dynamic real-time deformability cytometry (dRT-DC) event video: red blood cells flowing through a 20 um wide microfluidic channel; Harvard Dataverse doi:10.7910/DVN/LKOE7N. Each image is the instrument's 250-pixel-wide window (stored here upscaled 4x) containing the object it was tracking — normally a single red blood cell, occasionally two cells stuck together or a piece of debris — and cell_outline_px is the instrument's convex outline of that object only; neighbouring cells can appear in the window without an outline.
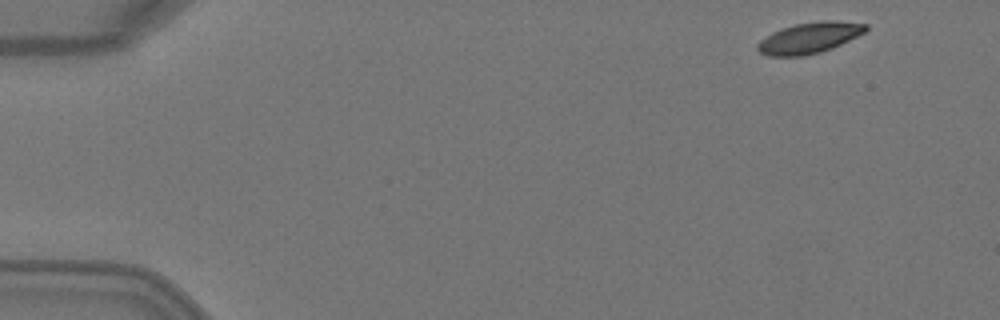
{"species": "Egyptian fruit bat (a non-hibernating species)", "species_latin": "Rousettus aegyptiacus", "temperature_condition": "warm", "stored_images_in_passage": 4, "camera_frame_rate_fps": 3000, "um_per_image_px": 0.085, "animal": {"sex": "female"}, "frame": {"image": 1, "passage_image": 1, "time_ms": 0.0, "image_size_px": [1000, 320], "cell_outline_px": [[868, 28], [864, 32], [832, 48], [820, 52], [804, 56], [768, 56], [760, 52], [756, 48], [756, 44], [760, 40], [772, 32], [796, 24], [820, 20], [832, 20], [868, 24]], "centroid_in_image_um": [68.77, 3.22], "position_along_channel_um": 16.2, "area_um2": 19.36}}
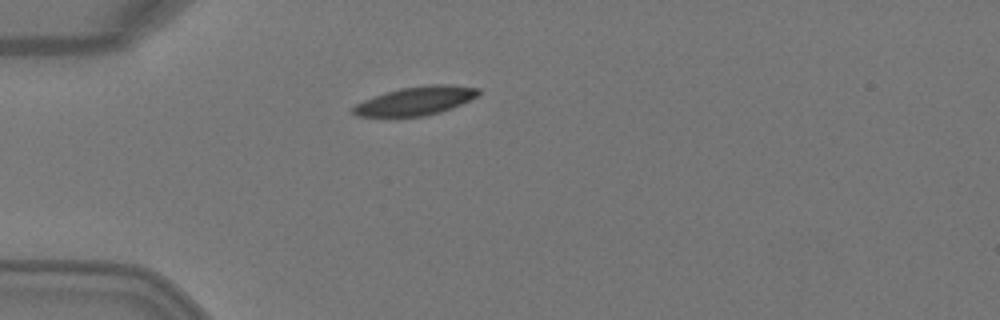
{"frame": {"image": 2, "passage_image": 4, "time_ms": 1.0, "image_size_px": [1000, 320], "cell_outline_px": [[480, 92], [476, 96], [452, 108], [440, 112], [424, 116], [356, 116], [352, 112], [352, 108], [356, 104], [364, 100], [400, 88], [428, 84], [448, 84], [480, 88]], "centroid_in_image_um": [35.35, 8.56], "position_along_channel_um": 49.7, "area_um2": 20.58}}